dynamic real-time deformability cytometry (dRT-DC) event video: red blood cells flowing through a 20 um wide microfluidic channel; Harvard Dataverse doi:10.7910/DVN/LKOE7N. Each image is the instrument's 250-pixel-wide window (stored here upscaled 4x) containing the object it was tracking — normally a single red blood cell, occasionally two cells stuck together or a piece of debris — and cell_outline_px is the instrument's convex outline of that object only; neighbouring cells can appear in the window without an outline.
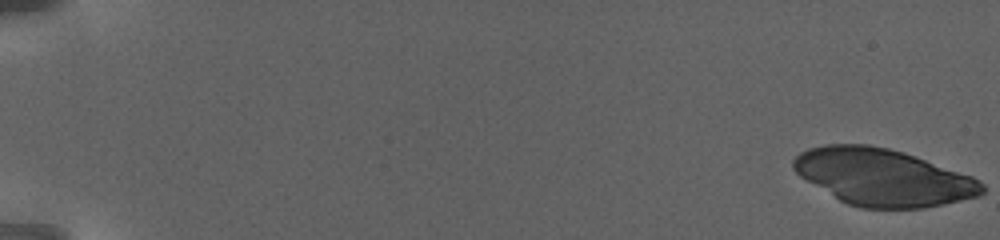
{"species": "human", "species_latin": "Homo sapiens", "temperature_condition": "warm", "stored_images_in_passage": 55, "camera_frame_rate_fps": 3000, "um_per_image_px": 0.085, "donor": {"sex": "female"}, "frame": {"image": 1, "passage_image": 1, "time_ms": 0.0, "image_size_px": [1000, 240], "cell_outline_px": [[984, 192], [980, 196], [944, 204], [924, 208], [860, 208], [848, 204], [840, 200], [800, 176], [792, 168], [792, 160], [800, 152], [808, 148], [828, 144], [868, 144], [888, 148], [904, 152], [916, 156], [972, 176], [984, 184]], "centroid_in_image_um": [75.06, 15.06], "position_along_channel_um": 9.9, "area_um2": 62.42}}
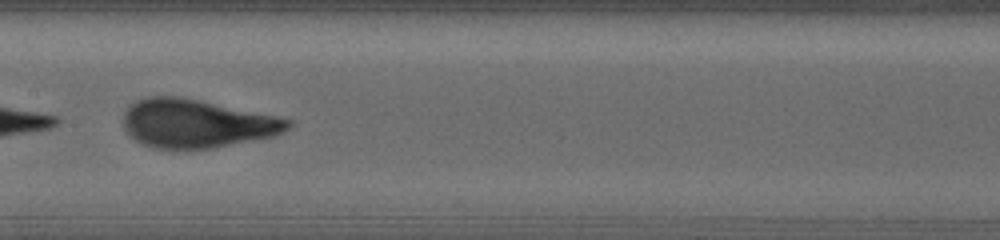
{"frame": {"image": 2, "passage_image": 30, "time_ms": 13.667, "image_size_px": [1000, 240], "cell_outline_px": [[292, 124], [284, 132], [276, 136], [212, 148], [156, 148], [144, 144], [136, 140], [124, 128], [124, 112], [128, 104], [136, 100], [148, 96], [180, 96], [276, 116], [292, 120]], "centroid_in_image_um": [16.71, 10.48], "position_along_channel_um": 190.7, "area_um2": 46.3}}
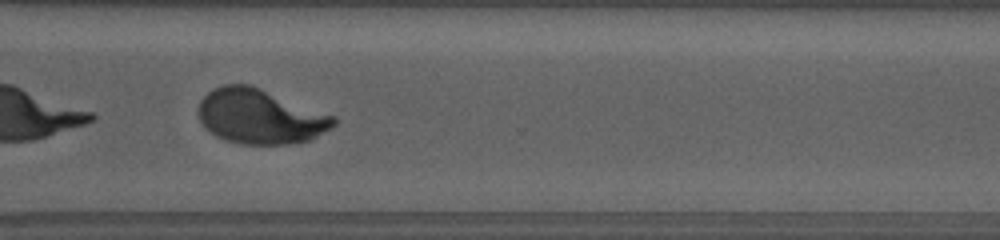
{"frame": {"image": 3, "passage_image": 42, "time_ms": 19.333, "image_size_px": [1000, 240], "cell_outline_px": [[336, 124], [312, 140], [288, 144], [244, 144], [224, 140], [216, 136], [200, 120], [200, 100], [212, 88], [224, 84], [252, 84], [336, 116]], "centroid_in_image_um": [22.16, 9.88], "position_along_channel_um": 348.4, "area_um2": 43.29}, "authors_computed_cell_mechanics": {"area_um2": 46.4134, "velocity_mm_per_s": 2.7909, "shape_relaxation_time_tau1_ms": 6.1019, "shape_relaxation_time_tau2_ms": null, "deformation_change_tau1": 0.2496, "deformation_change_tau2": null}}